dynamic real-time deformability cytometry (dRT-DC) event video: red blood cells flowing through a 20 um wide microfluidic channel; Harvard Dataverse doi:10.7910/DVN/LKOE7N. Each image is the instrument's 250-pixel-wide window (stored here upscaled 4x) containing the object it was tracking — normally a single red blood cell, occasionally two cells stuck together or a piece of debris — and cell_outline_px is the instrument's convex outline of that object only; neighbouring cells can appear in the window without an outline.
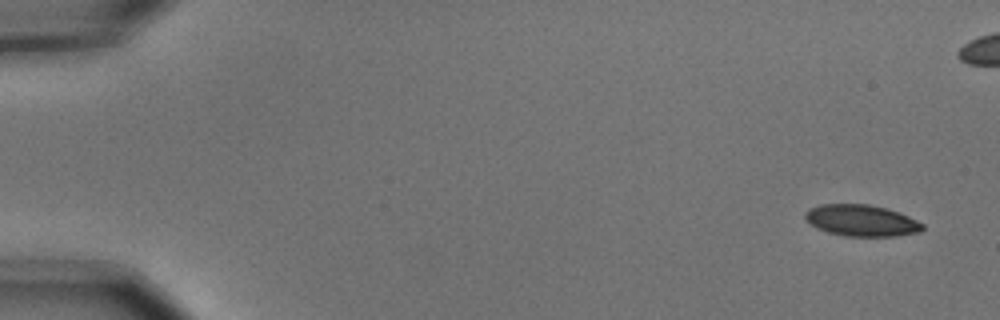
{"species": "common noctule bat (a hibernating species)", "species_latin": "Nyctalus noctula", "temperature_condition": "cold", "stored_images_in_passage": 6, "camera_frame_rate_fps": 3000, "um_per_image_px": 0.085, "animal": {"sex": "male", "body_mass_g": 15.6}, "frame": {"image": 1, "passage_image": 1, "time_ms": 0.0, "image_size_px": [1000, 320], "cell_outline_px": [[924, 228], [920, 232], [896, 236], [844, 236], [828, 232], [812, 224], [804, 216], [804, 212], [808, 208], [820, 204], [868, 204], [900, 212], [924, 224]], "centroid_in_image_um": [73.24, 18.74], "position_along_channel_um": 11.8, "area_um2": 21.44}}
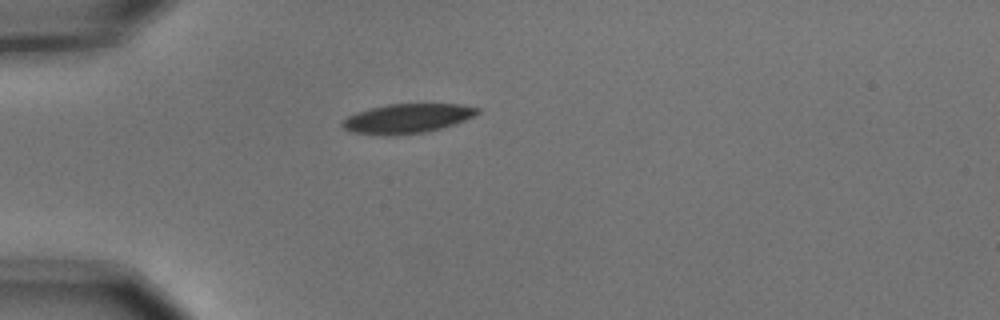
{"frame": {"image": 2, "passage_image": 6, "time_ms": 1.667, "image_size_px": [1000, 320], "cell_outline_px": [[480, 112], [464, 120], [440, 128], [424, 132], [392, 136], [380, 136], [352, 132], [344, 128], [340, 124], [348, 116], [356, 112], [388, 104], [460, 104], [480, 108]], "centroid_in_image_um": [34.58, 10.08], "position_along_channel_um": 50.4, "area_um2": 23.06}}